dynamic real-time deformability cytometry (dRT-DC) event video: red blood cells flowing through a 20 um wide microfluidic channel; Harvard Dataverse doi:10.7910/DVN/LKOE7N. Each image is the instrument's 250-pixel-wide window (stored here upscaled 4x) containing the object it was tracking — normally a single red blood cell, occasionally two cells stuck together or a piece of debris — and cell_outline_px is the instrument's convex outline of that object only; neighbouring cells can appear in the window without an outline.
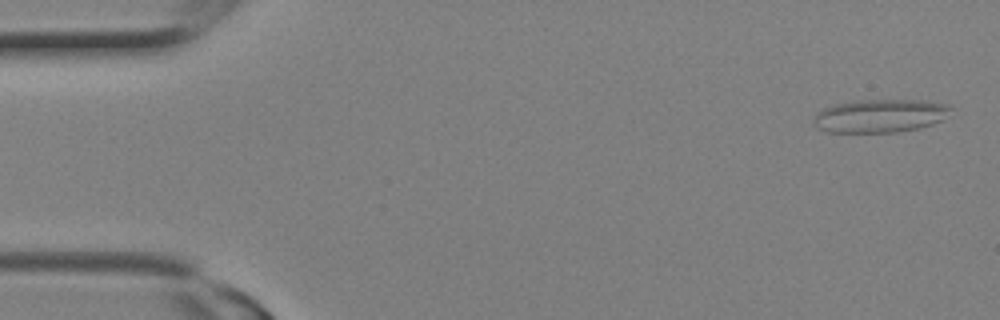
{"species": "Egyptian fruit bat (a non-hibernating species)", "species_latin": "Rousettus aegyptiacus", "temperature_condition": "room temperature", "stored_images_in_passage": 24, "camera_frame_rate_fps": 3000, "um_per_image_px": 0.085, "animal": {"sex": "female"}, "frame": {"image": 1, "passage_image": 1, "time_ms": 0.0, "image_size_px": [1000, 320], "cell_outline_px": [[952, 108], [940, 120], [932, 124], [920, 128], [896, 132], [828, 132], [820, 128], [816, 124], [816, 112], [824, 108], [836, 104], [856, 100], [924, 100], [948, 104]], "centroid_in_image_um": [74.83, 9.83], "position_along_channel_um": 10.2, "area_um2": 26.24}}
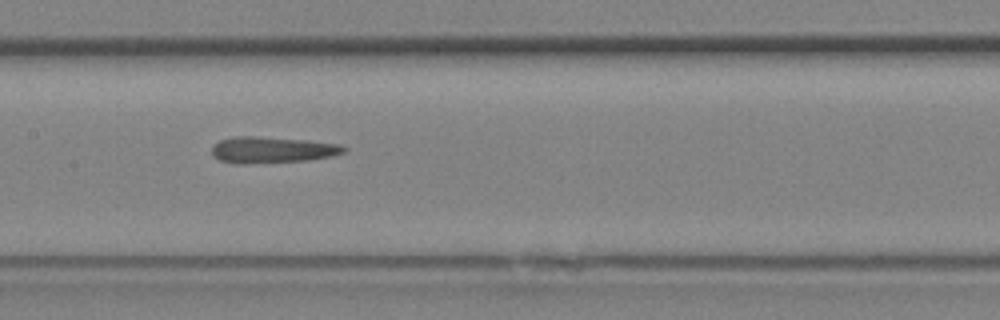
{"frame": {"image": 2, "passage_image": 12, "time_ms": 3.667, "image_size_px": [1000, 320], "cell_outline_px": [[348, 148], [344, 152], [332, 156], [308, 160], [244, 164], [236, 164], [220, 160], [212, 156], [212, 144], [220, 140], [236, 136], [256, 136], [308, 140], [340, 144]], "centroid_in_image_um": [23.11, 12.73], "position_along_channel_um": 184.3, "area_um2": 20.4}}
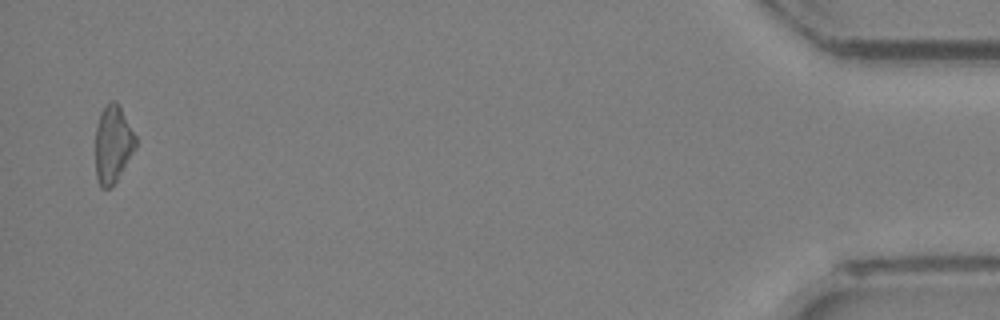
{"frame": {"image": 3, "passage_image": 24, "time_ms": 7.667, "image_size_px": [1000, 320], "cell_outline_px": [[136, 148], [116, 180], [108, 188], [100, 188], [96, 176], [96, 124], [100, 112], [112, 100], [116, 100], [136, 136]], "centroid_in_image_um": [9.59, 12.24], "position_along_channel_um": 425.6, "area_um2": 17.92}}